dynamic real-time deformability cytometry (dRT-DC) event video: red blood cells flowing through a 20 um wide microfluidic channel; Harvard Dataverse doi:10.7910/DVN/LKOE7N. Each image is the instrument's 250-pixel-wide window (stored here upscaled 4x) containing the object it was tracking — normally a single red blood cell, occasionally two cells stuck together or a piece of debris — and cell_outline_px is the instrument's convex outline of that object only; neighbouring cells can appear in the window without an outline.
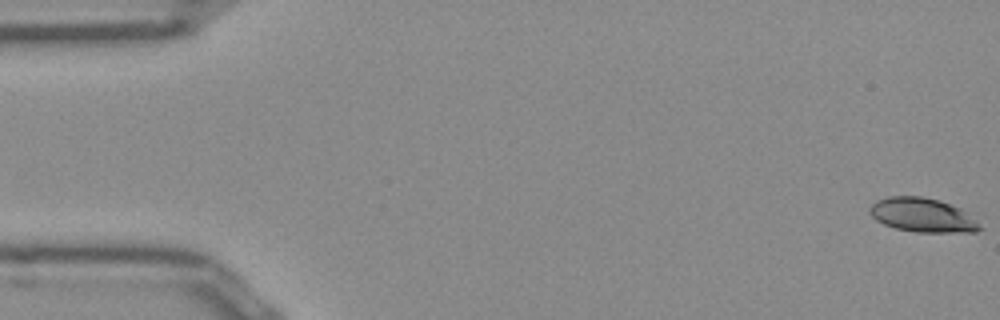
{"species": "Egyptian fruit bat (a non-hibernating species)", "species_latin": "Rousettus aegyptiacus", "temperature_condition": "room temperature", "stored_images_in_passage": 15, "camera_frame_rate_fps": 3000, "um_per_image_px": 0.085, "frame": {"image": 1, "passage_image": 1, "time_ms": 0.0, "image_size_px": [1000, 320], "cell_outline_px": [[984, 228], [976, 232], [916, 232], [896, 228], [884, 224], [876, 220], [868, 212], [868, 208], [876, 200], [888, 196], [920, 196], [940, 200], [960, 208], [976, 220]], "centroid_in_image_um": [78.4, 18.28], "position_along_channel_um": 6.6, "area_um2": 21.96}}